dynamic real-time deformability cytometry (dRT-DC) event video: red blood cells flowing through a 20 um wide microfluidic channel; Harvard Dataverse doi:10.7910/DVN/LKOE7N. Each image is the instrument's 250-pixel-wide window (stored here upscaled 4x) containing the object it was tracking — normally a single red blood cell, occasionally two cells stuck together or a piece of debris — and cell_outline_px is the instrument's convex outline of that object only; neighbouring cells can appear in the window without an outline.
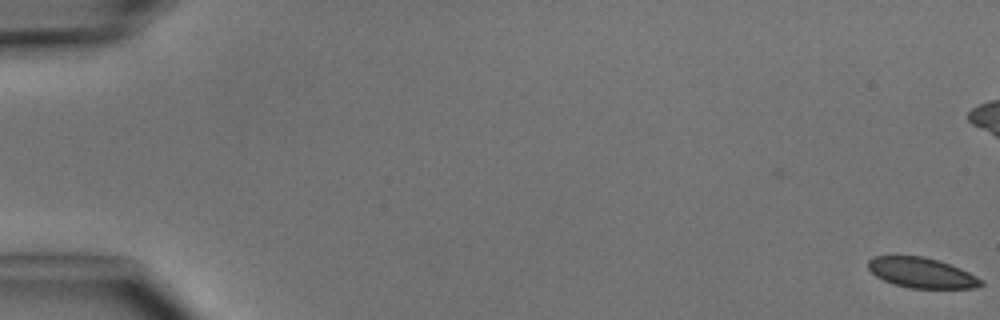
{"species": "common noctule bat (a hibernating species)", "species_latin": "Nyctalus noctula", "temperature_condition": "cold", "stored_images_in_passage": 7, "camera_frame_rate_fps": 3000, "um_per_image_px": 0.085, "animal": {"sex": "male", "body_mass_g": 15.6}, "frame": {"image": 1, "passage_image": 1, "time_ms": 0.0, "image_size_px": [1000, 320], "cell_outline_px": [[984, 284], [976, 288], [908, 288], [884, 280], [876, 276], [868, 268], [868, 260], [872, 256], [924, 256], [960, 268], [984, 280]], "centroid_in_image_um": [78.35, 23.19], "position_along_channel_um": 6.7, "area_um2": 19.77}}